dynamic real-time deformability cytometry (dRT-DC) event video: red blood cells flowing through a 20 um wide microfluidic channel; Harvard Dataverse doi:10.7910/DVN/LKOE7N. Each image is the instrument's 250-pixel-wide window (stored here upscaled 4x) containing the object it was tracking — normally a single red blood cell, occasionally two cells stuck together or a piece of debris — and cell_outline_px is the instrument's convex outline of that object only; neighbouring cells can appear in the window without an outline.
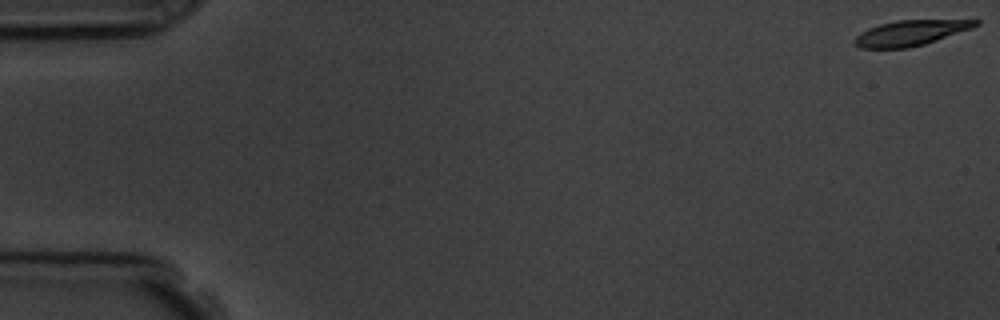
{"species": "common noctule bat (a hibernating species)", "species_latin": "Nyctalus noctula", "temperature_condition": "room temperature", "stored_images_in_passage": 3, "camera_frame_rate_fps": 3000, "um_per_image_px": 0.085, "animal": {"sex": "male", "body_mass_g": 19.5, "forearm_length_mm": 54.6}, "frame": {"image": 1, "passage_image": 1, "time_ms": 0.0, "image_size_px": [1000, 320], "cell_outline_px": [[980, 24], [972, 28], [924, 44], [908, 48], [860, 48], [852, 40], [860, 32], [868, 28], [880, 24], [896, 20], [980, 20]], "centroid_in_image_um": [77.37, 2.8], "position_along_channel_um": 7.6, "area_um2": 17.74}}